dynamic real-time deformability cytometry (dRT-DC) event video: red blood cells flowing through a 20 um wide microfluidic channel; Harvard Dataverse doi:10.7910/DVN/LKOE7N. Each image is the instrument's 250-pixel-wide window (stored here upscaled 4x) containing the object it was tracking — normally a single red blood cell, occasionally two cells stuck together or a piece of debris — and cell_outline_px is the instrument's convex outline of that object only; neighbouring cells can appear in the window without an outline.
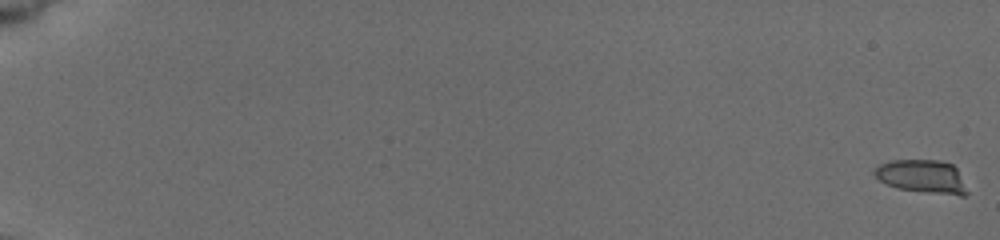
{"species": "common noctule bat (a hibernating species)", "species_latin": "Nyctalus noctula", "temperature_condition": "cold", "stored_images_in_passage": 54, "camera_frame_rate_fps": 3000, "um_per_image_px": 0.085, "animal": {"sex": "female", "body_mass_g": 19.5, "forearm_length_mm": 54.1}, "frame": {"image": 1, "passage_image": 1, "time_ms": 0.0, "image_size_px": [1000, 240], "cell_outline_px": [[968, 192], [964, 196], [960, 196], [896, 188], [880, 180], [872, 172], [880, 164], [892, 160], [940, 160], [952, 164], [956, 168]], "centroid_in_image_um": [78.39, 14.99], "position_along_channel_um": 6.6, "area_um2": 17.8}}
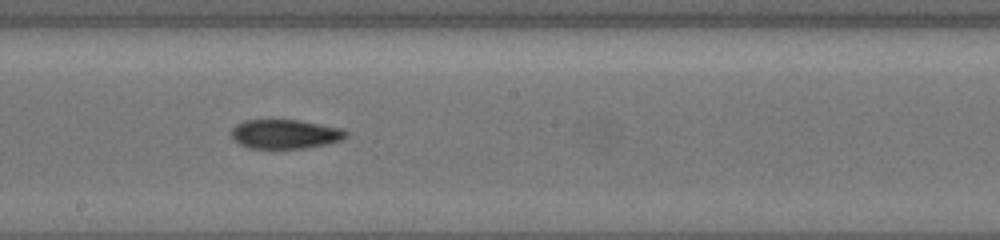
{"frame": {"image": 2, "passage_image": 32, "time_ms": 11.333, "image_size_px": [1000, 240], "cell_outline_px": [[348, 136], [344, 140], [328, 144], [304, 148], [248, 148], [232, 140], [232, 128], [236, 124], [244, 120], [300, 120], [344, 128], [348, 132]], "centroid_in_image_um": [24.28, 11.39], "position_along_channel_um": 223.9, "area_um2": 19.83}}
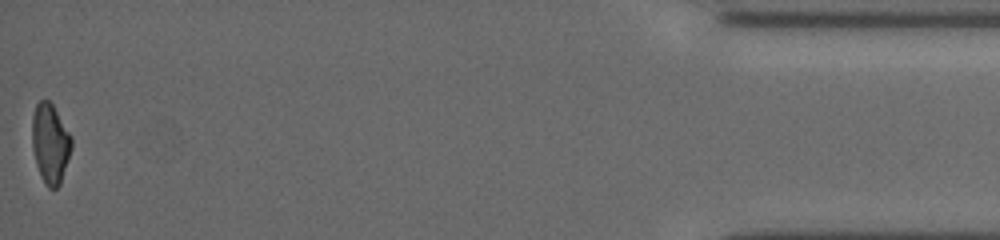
{"frame": {"image": 3, "passage_image": 54, "time_ms": 18.667, "image_size_px": [1000, 240], "cell_outline_px": [[72, 148], [60, 184], [56, 188], [48, 188], [40, 176], [36, 164], [32, 148], [32, 116], [36, 104], [40, 100], [48, 100], [52, 104], [72, 136]], "centroid_in_image_um": [4.27, 12.19], "position_along_channel_um": 430.9, "area_um2": 18.38}, "authors_computed_cell_mechanics": {"area_um2": 19.4208, "velocity_mm_per_s": 3.8746, "shape_relaxation_time_tau1_ms": null, "shape_relaxation_time_tau2_ms": 4.546, "deformation_change_tau1": null, "deformation_change_tau2": 0.1065}}